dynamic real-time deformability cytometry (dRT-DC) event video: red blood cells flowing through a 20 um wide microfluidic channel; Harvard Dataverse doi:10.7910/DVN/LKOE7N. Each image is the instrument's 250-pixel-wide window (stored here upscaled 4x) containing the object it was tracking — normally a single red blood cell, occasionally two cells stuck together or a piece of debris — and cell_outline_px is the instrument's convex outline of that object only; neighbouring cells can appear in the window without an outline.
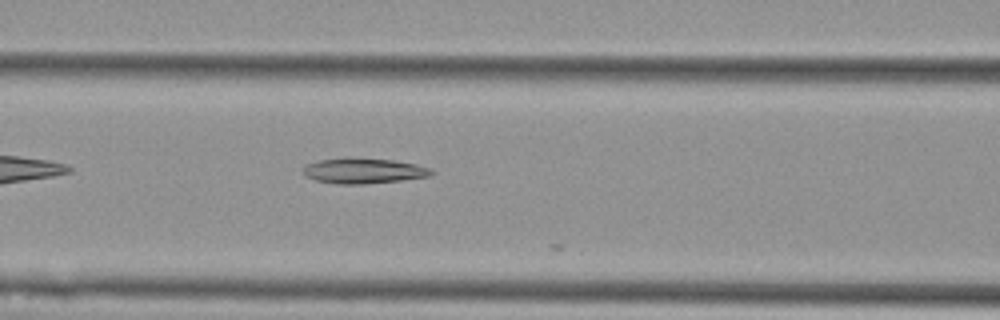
{"species": "Egyptian fruit bat (a non-hibernating species)", "species_latin": "Rousettus aegyptiacus", "temperature_condition": "cold", "stored_images_in_passage": 10, "camera_frame_rate_fps": 3000, "um_per_image_px": 0.085, "animal": {"sex": "female"}, "frame": {"image": 1, "passage_image": 7, "time_ms": 2.0, "image_size_px": [1000, 320], "cell_outline_px": [[436, 172], [432, 176], [400, 180], [364, 184], [336, 184], [316, 180], [304, 176], [300, 172], [300, 168], [304, 164], [320, 160], [348, 156], [392, 160], [416, 164], [432, 168]], "centroid_in_image_um": [30.85, 14.5], "position_along_channel_um": 135.7, "area_um2": 19.59}}